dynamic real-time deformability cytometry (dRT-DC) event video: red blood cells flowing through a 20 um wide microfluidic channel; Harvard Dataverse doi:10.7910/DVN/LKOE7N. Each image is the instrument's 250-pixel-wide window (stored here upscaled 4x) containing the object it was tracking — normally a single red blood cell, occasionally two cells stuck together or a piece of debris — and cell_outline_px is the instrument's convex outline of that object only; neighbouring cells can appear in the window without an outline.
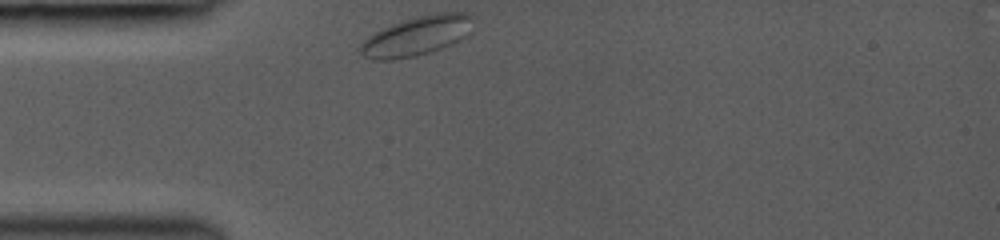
{"species": "common noctule bat (a hibernating species)", "species_latin": "Nyctalus noctula", "temperature_condition": "room temperature", "stored_images_in_passage": 36, "camera_frame_rate_fps": 3000, "um_per_image_px": 0.085, "animal": {"sex": "female", "body_mass_g": 19.0, "forearm_length_mm": 53.3}, "frame": {"image": 1, "passage_image": 1, "time_ms": 0.0, "image_size_px": [1000, 240], "cell_outline_px": [[472, 16], [464, 36], [440, 48], [416, 56], [392, 60], [372, 60], [364, 56], [356, 48], [368, 36], [384, 28], [404, 20], [436, 12], [464, 12]], "centroid_in_image_um": [35.31, 3.07], "position_along_channel_um": 49.7, "area_um2": 25.14}}
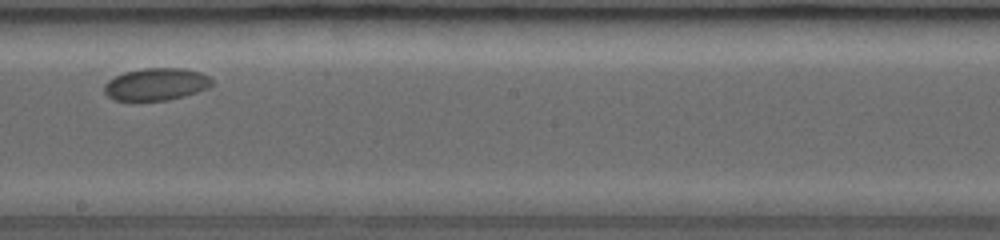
{"frame": {"image": 2, "passage_image": 16, "time_ms": 5.333, "image_size_px": [1000, 240], "cell_outline_px": [[212, 84], [208, 88], [184, 96], [168, 100], [112, 100], [104, 92], [104, 84], [108, 80], [124, 72], [144, 68], [184, 68], [200, 72], [208, 76], [212, 80]], "centroid_in_image_um": [13.26, 7.15], "position_along_channel_um": 234.9, "area_um2": 20.23}}
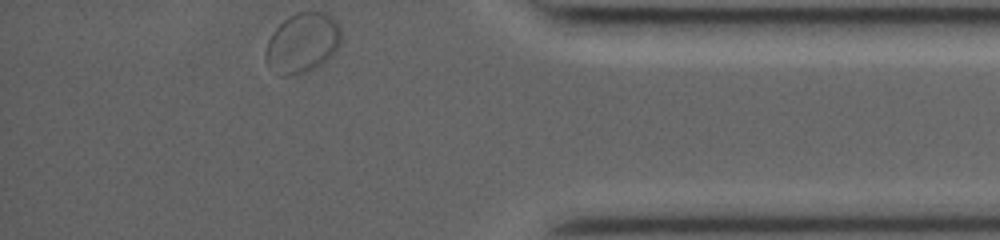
{"frame": {"image": 3, "passage_image": 35, "time_ms": 10.333, "image_size_px": [1000, 240], "cell_outline_px": [[340, 44], [336, 52], [324, 64], [308, 72], [288, 76], [280, 76], [268, 68], [264, 56], [264, 52], [268, 40], [272, 32], [288, 16], [296, 12], [328, 12], [340, 24]], "centroid_in_image_um": [25.71, 3.67], "position_along_channel_um": 409.5, "area_um2": 27.11}, "authors_computed_cell_mechanics": {"area_um2": 21.1548, "velocity_mm_per_s": 3.7524, "shape_relaxation_time_tau1_ms": null, "shape_relaxation_time_tau2_ms": 2.3391, "deformation_change_tau1": null, "deformation_change_tau2": 0.0201}}